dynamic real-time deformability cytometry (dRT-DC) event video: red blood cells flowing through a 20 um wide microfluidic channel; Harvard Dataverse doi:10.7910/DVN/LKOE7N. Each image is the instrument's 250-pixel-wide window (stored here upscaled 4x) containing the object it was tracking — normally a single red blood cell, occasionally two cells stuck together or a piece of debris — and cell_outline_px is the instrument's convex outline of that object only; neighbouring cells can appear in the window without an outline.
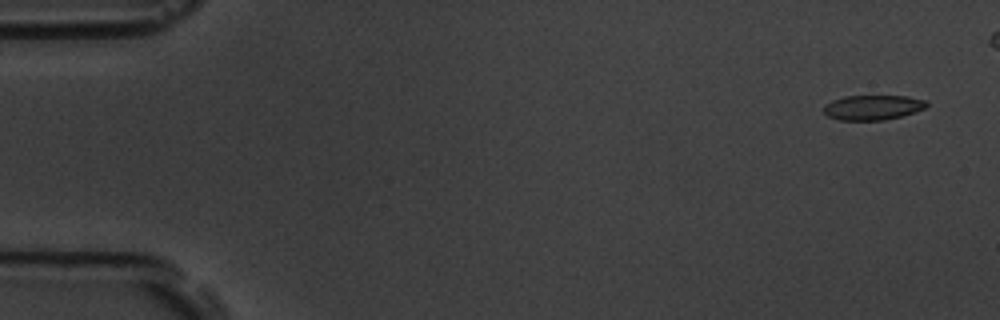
{"species": "common noctule bat (a hibernating species)", "species_latin": "Nyctalus noctula", "temperature_condition": "room temperature", "stored_images_in_passage": 6, "camera_frame_rate_fps": 3000, "um_per_image_px": 0.085, "animal": {"sex": "male", "body_mass_g": 19.5, "forearm_length_mm": 54.6}, "frame": {"image": 1, "passage_image": 1, "time_ms": 0.0, "image_size_px": [1000, 320], "cell_outline_px": [[928, 104], [924, 108], [916, 112], [884, 120], [840, 120], [828, 116], [824, 112], [824, 104], [832, 100], [844, 96], [908, 96], [928, 100]], "centroid_in_image_um": [74.2, 9.12], "position_along_channel_um": 10.8, "area_um2": 14.97}}